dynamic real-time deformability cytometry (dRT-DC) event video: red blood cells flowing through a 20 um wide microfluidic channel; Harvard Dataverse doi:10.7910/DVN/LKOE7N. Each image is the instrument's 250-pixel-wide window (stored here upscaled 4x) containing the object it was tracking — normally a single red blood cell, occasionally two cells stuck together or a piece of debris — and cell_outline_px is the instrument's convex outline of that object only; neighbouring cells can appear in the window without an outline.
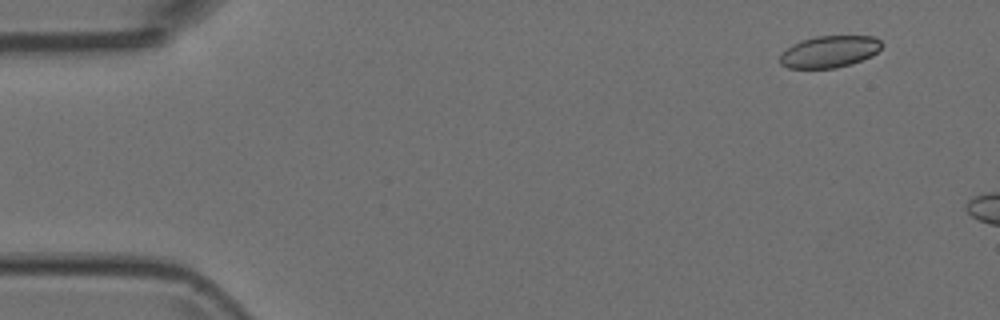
{"species": "Egyptian fruit bat (a non-hibernating species)", "species_latin": "Rousettus aegyptiacus", "temperature_condition": "room temperature", "stored_images_in_passage": 4, "camera_frame_rate_fps": 3000, "um_per_image_px": 0.085, "animal": {"sex": "female"}, "frame": {"image": 1, "passage_image": 2, "time_ms": 0.333, "image_size_px": [1000, 320], "cell_outline_px": [[884, 44], [872, 56], [836, 68], [788, 68], [780, 64], [780, 56], [792, 44], [800, 40], [816, 36], [872, 36], [880, 40]], "centroid_in_image_um": [70.5, 4.38], "position_along_channel_um": 14.5, "area_um2": 18.73}}